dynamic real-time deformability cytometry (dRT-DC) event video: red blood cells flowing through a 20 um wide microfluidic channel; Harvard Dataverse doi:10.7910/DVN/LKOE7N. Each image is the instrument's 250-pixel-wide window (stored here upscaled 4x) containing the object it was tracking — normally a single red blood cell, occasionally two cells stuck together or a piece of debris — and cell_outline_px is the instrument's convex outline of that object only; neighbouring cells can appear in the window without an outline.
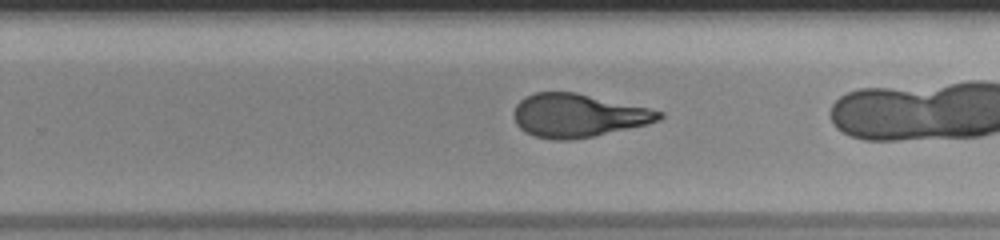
{"species": "human", "species_latin": "Homo sapiens", "temperature_condition": "room temperature", "stored_images_in_passage": 36, "camera_frame_rate_fps": 3000, "um_per_image_px": 0.085, "donor": {"sex": "male"}, "frame": {"image": 1, "passage_image": 29, "time_ms": 9.333, "image_size_px": [1000, 240], "cell_outline_px": [[664, 116], [660, 120], [648, 124], [592, 136], [568, 140], [556, 140], [536, 136], [524, 132], [516, 124], [512, 116], [512, 112], [516, 104], [524, 96], [536, 92], [576, 92], [648, 108], [664, 112]], "centroid_in_image_um": [49.09, 9.81], "position_along_channel_um": 280.7, "area_um2": 36.7}}
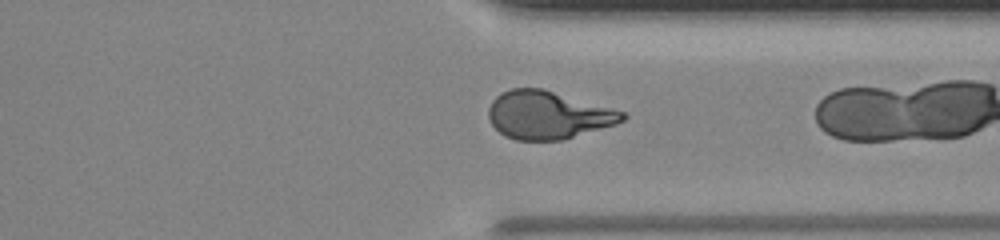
{"frame": {"image": 2, "passage_image": 35, "time_ms": 11.333, "image_size_px": [1000, 240], "cell_outline_px": [[628, 116], [624, 120], [616, 124], [560, 140], [516, 140], [504, 136], [492, 124], [488, 116], [488, 108], [492, 100], [500, 92], [512, 88], [544, 88], [612, 108], [624, 112]], "centroid_in_image_um": [46.56, 9.76], "position_along_channel_um": 364.8, "area_um2": 37.4}}